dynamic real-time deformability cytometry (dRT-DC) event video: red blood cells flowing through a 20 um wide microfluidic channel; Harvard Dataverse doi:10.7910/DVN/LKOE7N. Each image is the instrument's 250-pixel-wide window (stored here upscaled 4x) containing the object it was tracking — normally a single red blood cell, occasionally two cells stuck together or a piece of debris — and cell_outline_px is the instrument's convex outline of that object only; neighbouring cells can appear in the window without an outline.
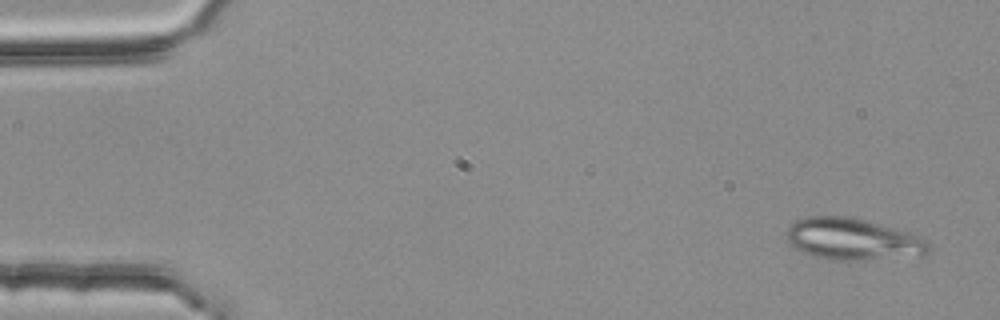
{"species": "common noctule bat (a hibernating species)", "species_latin": "Nyctalus noctula", "temperature_condition": "room temperature", "stored_images_in_passage": 4, "camera_frame_rate_fps": 3000, "um_per_image_px": 0.085, "animal": {"sex": "female", "body_mass_g": 25.1}, "frame": {"image": 1, "passage_image": 1, "time_ms": 0.0, "image_size_px": [1000, 320], "cell_outline_px": [[928, 252], [924, 256], [868, 260], [832, 260], [812, 256], [800, 252], [788, 240], [788, 224], [796, 220], [808, 216], [848, 216], [864, 220], [908, 232], [924, 240], [928, 244]], "centroid_in_image_um": [72.46, 20.35], "position_along_channel_um": 12.5, "area_um2": 34.51}}